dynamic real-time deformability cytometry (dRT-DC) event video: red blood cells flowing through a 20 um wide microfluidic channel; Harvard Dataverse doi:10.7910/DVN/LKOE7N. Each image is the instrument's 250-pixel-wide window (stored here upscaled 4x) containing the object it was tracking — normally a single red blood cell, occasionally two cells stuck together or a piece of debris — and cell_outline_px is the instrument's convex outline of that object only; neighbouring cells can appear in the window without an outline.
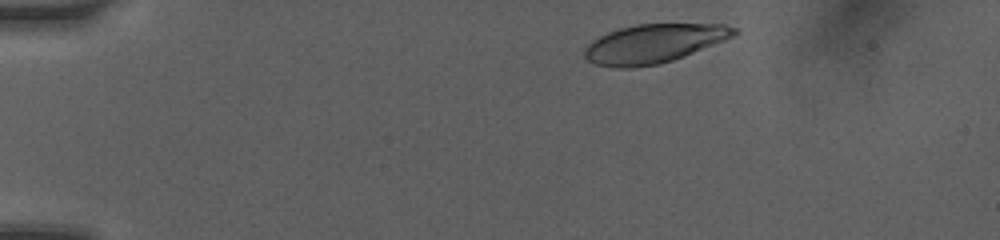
{"species": "human", "species_latin": "Homo sapiens", "temperature_condition": "room temperature", "stored_images_in_passage": 4, "camera_frame_rate_fps": 3000, "um_per_image_px": 0.085, "donor": {"sex": "female"}, "frame": {"image": 1, "passage_image": 1, "time_ms": 0.0, "image_size_px": [1000, 240], "cell_outline_px": [[740, 32], [724, 40], [684, 56], [660, 64], [632, 68], [616, 68], [596, 64], [588, 60], [584, 56], [584, 48], [592, 40], [608, 32], [620, 28], [636, 24], [724, 24], [736, 28]], "centroid_in_image_um": [55.55, 3.71], "position_along_channel_um": 29.4, "area_um2": 33.76}}